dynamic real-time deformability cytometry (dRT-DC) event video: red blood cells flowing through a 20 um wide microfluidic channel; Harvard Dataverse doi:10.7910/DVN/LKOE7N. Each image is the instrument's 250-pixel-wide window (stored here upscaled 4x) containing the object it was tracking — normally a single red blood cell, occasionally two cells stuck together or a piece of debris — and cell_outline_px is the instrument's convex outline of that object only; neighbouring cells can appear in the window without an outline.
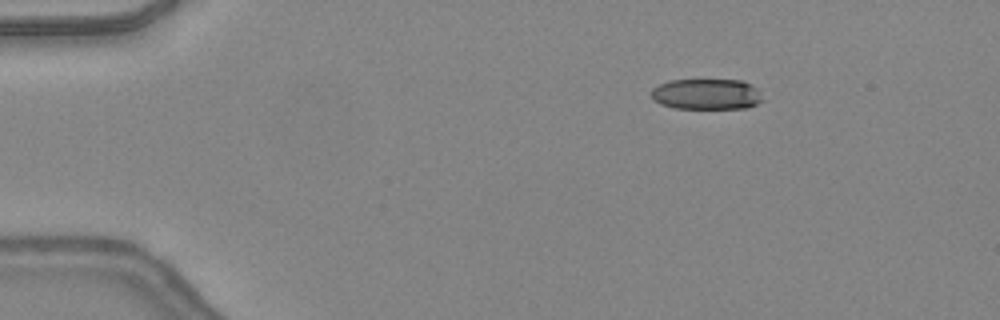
{"species": "common noctule bat (a hibernating species)", "species_latin": "Nyctalus noctula", "temperature_condition": "warm", "stored_images_in_passage": 9, "camera_frame_rate_fps": 3000, "um_per_image_px": 0.085, "animal": {"sex": "female", "body_mass_g": 24.6, "forearm_length_mm": 56.2}, "frame": {"image": 1, "passage_image": 1, "time_ms": 0.0, "image_size_px": [1000, 320], "cell_outline_px": [[764, 100], [748, 108], [676, 108], [660, 104], [652, 100], [652, 88], [668, 80], [744, 80], [752, 84], [756, 88]], "centroid_in_image_um": [60.06, 8.0], "position_along_channel_um": 24.9, "area_um2": 20.06}}
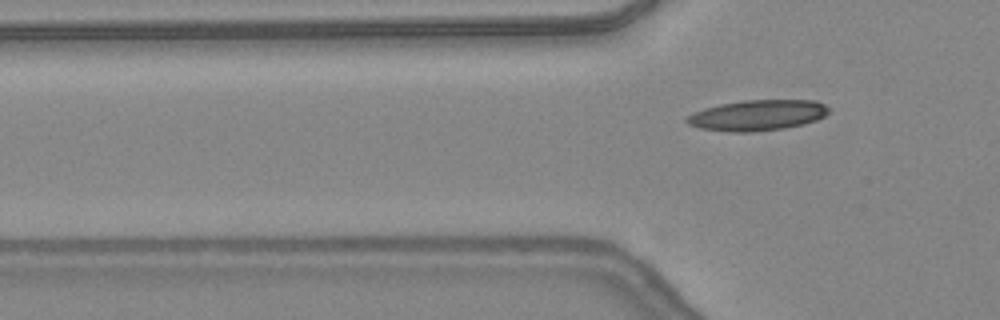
{"frame": {"image": 2, "passage_image": 9, "time_ms": 2.667, "image_size_px": [1000, 320], "cell_outline_px": [[828, 112], [824, 116], [816, 120], [804, 124], [784, 128], [752, 132], [732, 132], [700, 128], [688, 124], [684, 120], [692, 112], [704, 108], [720, 104], [744, 100], [812, 100], [824, 104], [828, 108]], "centroid_in_image_um": [64.35, 9.79], "position_along_channel_um": 61.4, "area_um2": 25.32}}